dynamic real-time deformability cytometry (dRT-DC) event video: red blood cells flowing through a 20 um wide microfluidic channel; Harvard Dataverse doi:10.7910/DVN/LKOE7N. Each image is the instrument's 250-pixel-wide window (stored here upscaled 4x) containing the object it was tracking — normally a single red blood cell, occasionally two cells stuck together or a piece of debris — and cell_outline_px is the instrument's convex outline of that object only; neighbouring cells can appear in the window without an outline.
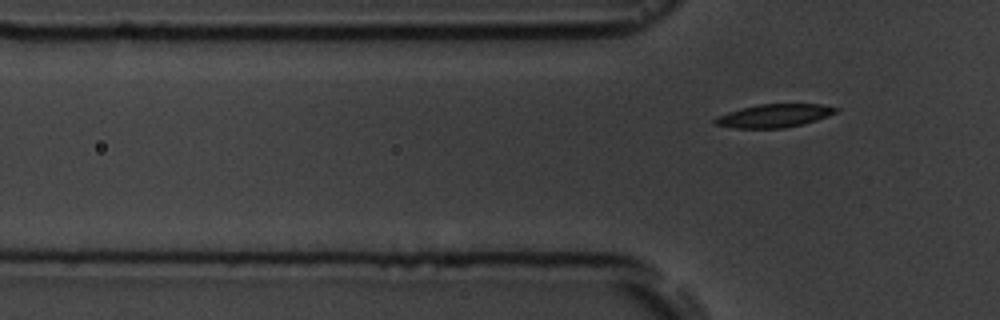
{"species": "common noctule bat (a hibernating species)", "species_latin": "Nyctalus noctula", "temperature_condition": "room temperature", "stored_images_in_passage": 5, "segment_of_instrument_passage": [2, 2], "camera_frame_rate_fps": 3000, "um_per_image_px": 0.085, "animal": {"sex": "male", "body_mass_g": 19.5, "forearm_length_mm": 54.6}, "frame": {"image": 1, "passage_image": 5, "time_ms": 6.333, "image_size_px": [1000, 320], "cell_outline_px": [[840, 108], [836, 112], [828, 116], [804, 124], [784, 128], [736, 128], [712, 124], [712, 120], [716, 116], [740, 108], [760, 104], [820, 104]], "centroid_in_image_um": [65.77, 9.84], "position_along_channel_um": 60.0, "area_um2": 16.47}}